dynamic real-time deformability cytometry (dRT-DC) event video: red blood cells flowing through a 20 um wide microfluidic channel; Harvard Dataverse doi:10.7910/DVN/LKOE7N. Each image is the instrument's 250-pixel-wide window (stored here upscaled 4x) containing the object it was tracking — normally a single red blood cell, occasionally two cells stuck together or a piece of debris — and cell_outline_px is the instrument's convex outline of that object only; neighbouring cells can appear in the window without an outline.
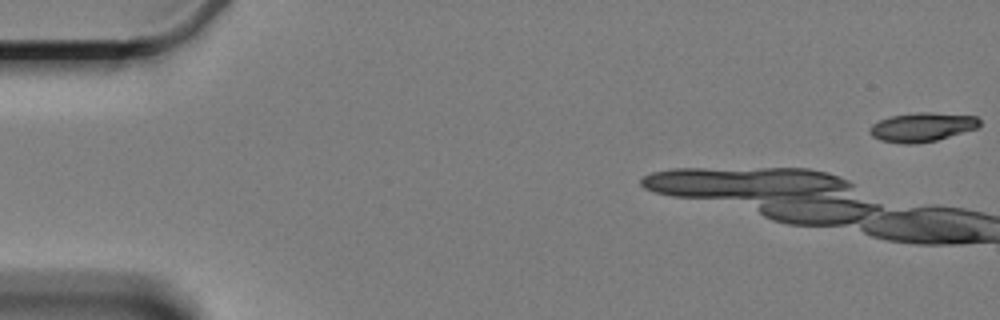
{"species": "Egyptian fruit bat (a non-hibernating species)", "species_latin": "Rousettus aegyptiacus", "temperature_condition": "cold", "stored_images_in_passage": 4, "camera_frame_rate_fps": 3000, "um_per_image_px": 0.085, "animal": {"sex": "female"}, "frame": {"image": 1, "passage_image": 1, "time_ms": 0.0, "image_size_px": [1000, 320], "cell_outline_px": [[980, 124], [976, 128], [936, 140], [912, 144], [904, 144], [880, 140], [872, 136], [868, 132], [868, 128], [872, 124], [880, 120], [892, 116], [920, 112], [928, 112], [976, 116], [980, 120]], "centroid_in_image_um": [78.34, 10.8], "position_along_channel_um": 6.7, "area_um2": 18.38}}